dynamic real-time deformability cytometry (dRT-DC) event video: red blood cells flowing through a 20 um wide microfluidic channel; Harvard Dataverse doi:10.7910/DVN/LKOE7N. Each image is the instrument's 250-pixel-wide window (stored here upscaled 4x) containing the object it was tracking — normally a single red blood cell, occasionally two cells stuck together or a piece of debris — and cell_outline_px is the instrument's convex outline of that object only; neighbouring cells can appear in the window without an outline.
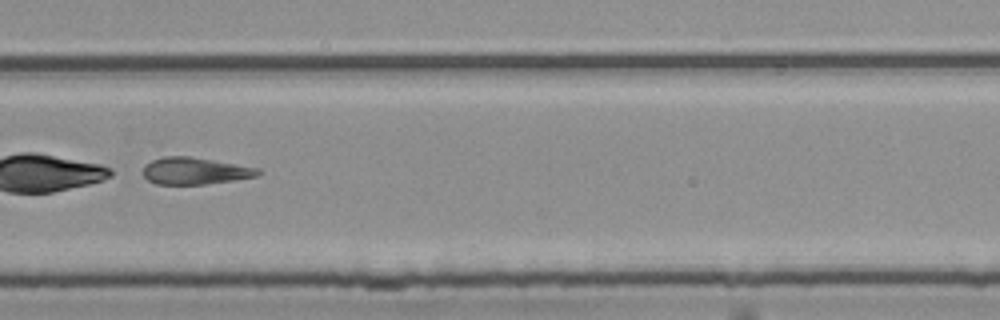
{"species": "common noctule bat (a hibernating species)", "species_latin": "Nyctalus noctula", "temperature_condition": "room temperature", "stored_images_in_passage": 37, "camera_frame_rate_fps": 3000, "um_per_image_px": 0.085, "animal": {"sex": "female", "body_mass_g": 25.1}, "frame": {"image": 1, "passage_image": 22, "time_ms": 7.0, "image_size_px": [1000, 320], "cell_outline_px": [[264, 172], [260, 176], [236, 180], [204, 184], [156, 184], [148, 180], [144, 176], [144, 164], [152, 160], [164, 156], [192, 156], [260, 168]], "centroid_in_image_um": [16.64, 14.52], "position_along_channel_um": 313.2, "area_um2": 18.32}}